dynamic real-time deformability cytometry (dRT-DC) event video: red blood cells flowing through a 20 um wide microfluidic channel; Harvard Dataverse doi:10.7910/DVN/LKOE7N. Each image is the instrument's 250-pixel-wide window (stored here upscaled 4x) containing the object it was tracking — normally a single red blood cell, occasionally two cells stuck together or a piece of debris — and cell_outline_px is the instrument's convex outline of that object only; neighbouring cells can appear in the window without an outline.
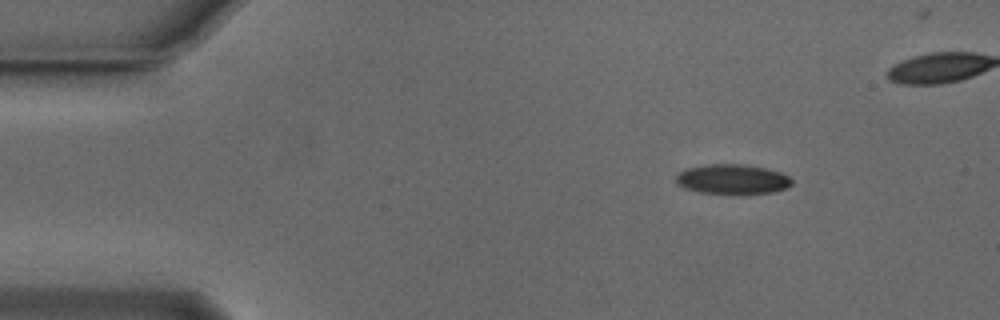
{"species": "Egyptian fruit bat (a non-hibernating species)", "species_latin": "Rousettus aegyptiacus", "temperature_condition": "cold", "stored_images_in_passage": 42, "camera_frame_rate_fps": 3000, "um_per_image_px": 0.085, "animal": {"sex": "male"}, "frame": {"image": 1, "passage_image": 1, "time_ms": 0.0, "image_size_px": [1000, 320], "cell_outline_px": [[792, 184], [788, 188], [772, 192], [748, 196], [736, 196], [696, 192], [684, 188], [676, 184], [676, 176], [684, 168], [708, 164], [744, 164], [764, 168], [780, 172], [788, 176], [792, 180]], "centroid_in_image_um": [62.24, 15.28], "position_along_channel_um": 22.8, "area_um2": 21.04}}
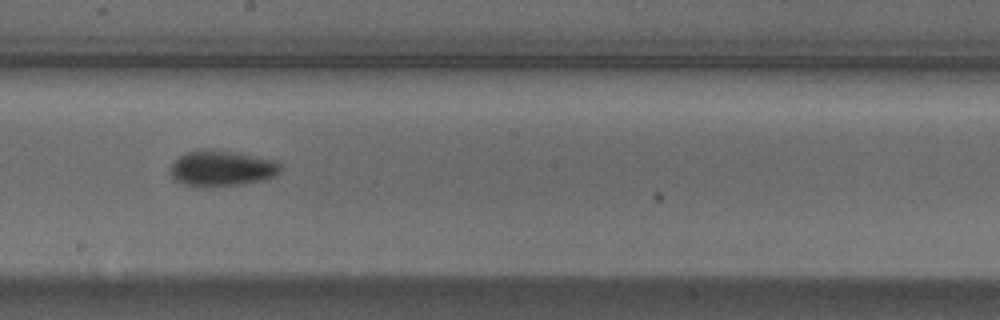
{"frame": {"image": 2, "passage_image": 23, "time_ms": 7.333, "image_size_px": [1000, 320], "cell_outline_px": [[280, 172], [276, 176], [264, 180], [244, 184], [184, 184], [176, 180], [172, 176], [172, 164], [184, 152], [200, 148], [208, 148], [236, 152], [276, 160], [280, 164]], "centroid_in_image_um": [18.91, 14.25], "position_along_channel_um": 229.3, "area_um2": 22.48}}
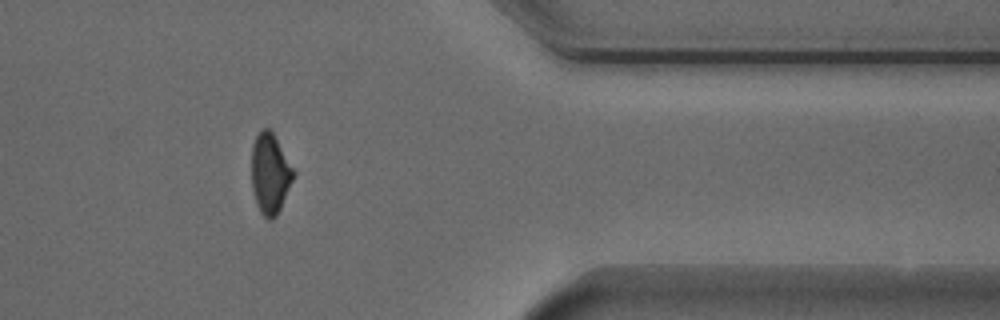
{"frame": {"image": 3, "passage_image": 37, "time_ms": 12.0, "image_size_px": [1000, 320], "cell_outline_px": [[296, 172], [280, 208], [276, 216], [272, 220], [268, 220], [260, 212], [256, 204], [252, 188], [252, 144], [260, 128], [268, 128], [272, 132]], "centroid_in_image_um": [22.95, 14.75], "position_along_channel_um": 388.5, "area_um2": 19.54}, "authors_computed_cell_mechanics": {"area_um2": 21.0681, "velocity_mm_per_s": 3.8511, "shape_relaxation_time_tau1_ms": 2.8479, "shape_relaxation_time_tau2_ms": 2.5757, "deformation_change_tau1": 0.1058, "deformation_change_tau2": 0.0787}}